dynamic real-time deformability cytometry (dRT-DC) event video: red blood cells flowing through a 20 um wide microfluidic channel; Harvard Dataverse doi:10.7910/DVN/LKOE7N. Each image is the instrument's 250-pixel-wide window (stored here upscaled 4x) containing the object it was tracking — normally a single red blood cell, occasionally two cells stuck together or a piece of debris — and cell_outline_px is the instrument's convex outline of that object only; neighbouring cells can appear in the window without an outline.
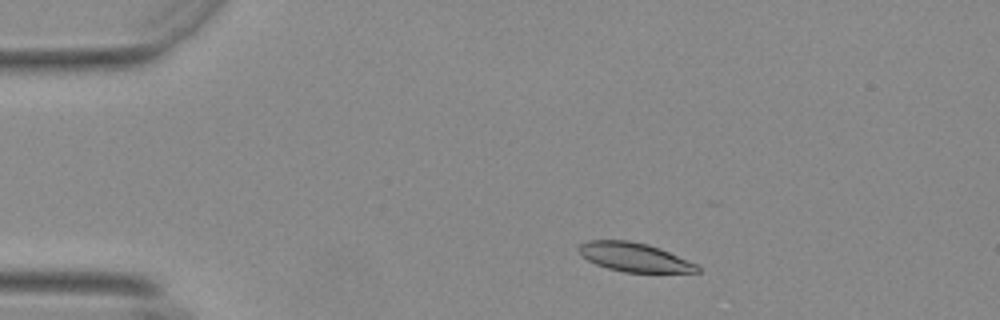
{"species": "Egyptian fruit bat (a non-hibernating species)", "species_latin": "Rousettus aegyptiacus", "temperature_condition": "warm", "stored_images_in_passage": 20, "camera_frame_rate_fps": 3000, "um_per_image_px": 0.085, "animal": {"sex": "female"}, "frame": {"image": 1, "passage_image": 1, "time_ms": 0.0, "image_size_px": [1000, 320], "cell_outline_px": [[700, 272], [624, 272], [608, 268], [596, 264], [588, 260], [576, 248], [580, 244], [588, 240], [628, 240], [648, 244], [660, 248], [696, 264], [700, 268]], "centroid_in_image_um": [53.9, 21.85], "position_along_channel_um": 31.1, "area_um2": 19.77}}
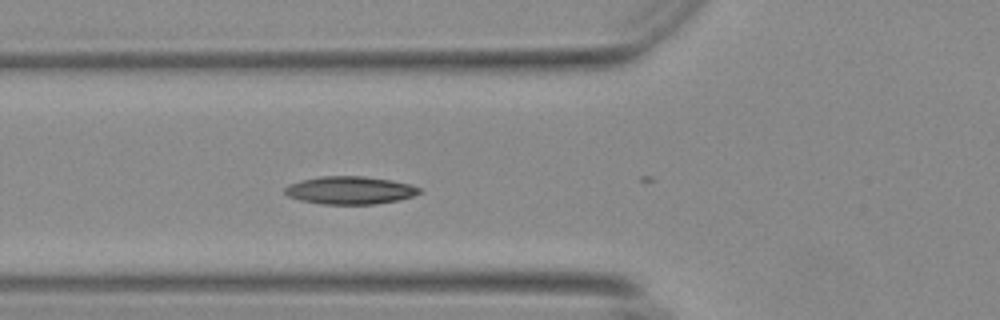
{"frame": {"image": 2, "passage_image": 11, "time_ms": 3.333, "image_size_px": [1000, 320], "cell_outline_px": [[420, 192], [412, 196], [400, 200], [376, 204], [320, 204], [300, 200], [288, 196], [284, 192], [284, 188], [288, 184], [300, 180], [320, 176], [364, 176], [388, 180], [408, 184], [420, 188]], "centroid_in_image_um": [29.69, 16.17], "position_along_channel_um": 96.1, "area_um2": 21.79}}
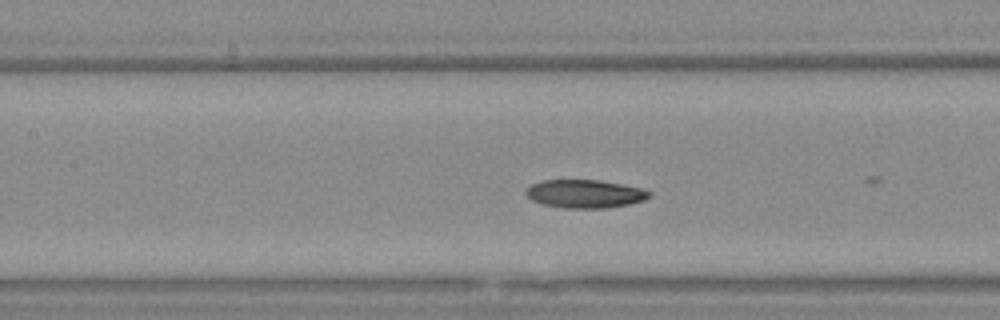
{"frame": {"image": 3, "passage_image": 16, "time_ms": 5.0, "image_size_px": [1000, 320], "cell_outline_px": [[652, 192], [644, 200], [628, 204], [608, 208], [564, 208], [540, 204], [532, 200], [524, 192], [532, 184], [544, 180], [596, 180], [620, 184], [640, 188]], "centroid_in_image_um": [49.68, 16.48], "position_along_channel_um": 157.7, "area_um2": 20.11}}